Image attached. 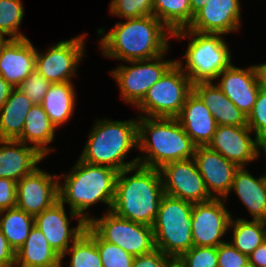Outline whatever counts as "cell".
Segmentation results:
<instances>
[{"label":"cell","mask_w":266,"mask_h":267,"mask_svg":"<svg viewBox=\"0 0 266 267\" xmlns=\"http://www.w3.org/2000/svg\"><path fill=\"white\" fill-rule=\"evenodd\" d=\"M106 30H96L100 53L122 62L158 57L169 51L173 39V33L154 15L125 19Z\"/></svg>","instance_id":"cell-1"},{"label":"cell","mask_w":266,"mask_h":267,"mask_svg":"<svg viewBox=\"0 0 266 267\" xmlns=\"http://www.w3.org/2000/svg\"><path fill=\"white\" fill-rule=\"evenodd\" d=\"M117 174L111 167L90 164L79 158L69 172L58 174L59 201L69 206V218L88 223L92 218L88 208L97 203L106 204L110 211Z\"/></svg>","instance_id":"cell-2"},{"label":"cell","mask_w":266,"mask_h":267,"mask_svg":"<svg viewBox=\"0 0 266 267\" xmlns=\"http://www.w3.org/2000/svg\"><path fill=\"white\" fill-rule=\"evenodd\" d=\"M163 195L160 170L138 164L118 172L111 211L135 223L152 226Z\"/></svg>","instance_id":"cell-3"},{"label":"cell","mask_w":266,"mask_h":267,"mask_svg":"<svg viewBox=\"0 0 266 267\" xmlns=\"http://www.w3.org/2000/svg\"><path fill=\"white\" fill-rule=\"evenodd\" d=\"M138 164L160 169L167 163L192 159L196 145L176 118L138 116Z\"/></svg>","instance_id":"cell-4"},{"label":"cell","mask_w":266,"mask_h":267,"mask_svg":"<svg viewBox=\"0 0 266 267\" xmlns=\"http://www.w3.org/2000/svg\"><path fill=\"white\" fill-rule=\"evenodd\" d=\"M137 119L138 116L122 121L106 117L94 120L79 159L118 172L138 165V157L126 161L129 152L138 149Z\"/></svg>","instance_id":"cell-5"},{"label":"cell","mask_w":266,"mask_h":267,"mask_svg":"<svg viewBox=\"0 0 266 267\" xmlns=\"http://www.w3.org/2000/svg\"><path fill=\"white\" fill-rule=\"evenodd\" d=\"M222 34H203L187 29L173 32V39L186 40L183 60H176L192 84L214 82L233 62L231 49Z\"/></svg>","instance_id":"cell-6"},{"label":"cell","mask_w":266,"mask_h":267,"mask_svg":"<svg viewBox=\"0 0 266 267\" xmlns=\"http://www.w3.org/2000/svg\"><path fill=\"white\" fill-rule=\"evenodd\" d=\"M193 203L164 194L152 225L155 248L169 257H180L192 248Z\"/></svg>","instance_id":"cell-7"},{"label":"cell","mask_w":266,"mask_h":267,"mask_svg":"<svg viewBox=\"0 0 266 267\" xmlns=\"http://www.w3.org/2000/svg\"><path fill=\"white\" fill-rule=\"evenodd\" d=\"M193 91V84L175 62L135 107L141 117L176 118Z\"/></svg>","instance_id":"cell-8"},{"label":"cell","mask_w":266,"mask_h":267,"mask_svg":"<svg viewBox=\"0 0 266 267\" xmlns=\"http://www.w3.org/2000/svg\"><path fill=\"white\" fill-rule=\"evenodd\" d=\"M87 225L104 241L118 245L129 254L145 255L155 248L152 226L135 223L105 210L101 217H94Z\"/></svg>","instance_id":"cell-9"},{"label":"cell","mask_w":266,"mask_h":267,"mask_svg":"<svg viewBox=\"0 0 266 267\" xmlns=\"http://www.w3.org/2000/svg\"><path fill=\"white\" fill-rule=\"evenodd\" d=\"M166 54L168 51L152 59L126 61V65L120 63L109 71L124 103L135 108L149 88L176 62V59L166 60Z\"/></svg>","instance_id":"cell-10"},{"label":"cell","mask_w":266,"mask_h":267,"mask_svg":"<svg viewBox=\"0 0 266 267\" xmlns=\"http://www.w3.org/2000/svg\"><path fill=\"white\" fill-rule=\"evenodd\" d=\"M87 36V33H82L69 40L58 41L44 52L36 48L35 69L51 83L72 81L86 56Z\"/></svg>","instance_id":"cell-11"},{"label":"cell","mask_w":266,"mask_h":267,"mask_svg":"<svg viewBox=\"0 0 266 267\" xmlns=\"http://www.w3.org/2000/svg\"><path fill=\"white\" fill-rule=\"evenodd\" d=\"M224 198L194 203L191 211V233L194 246L218 247L226 242L232 212ZM225 239V240H224Z\"/></svg>","instance_id":"cell-12"},{"label":"cell","mask_w":266,"mask_h":267,"mask_svg":"<svg viewBox=\"0 0 266 267\" xmlns=\"http://www.w3.org/2000/svg\"><path fill=\"white\" fill-rule=\"evenodd\" d=\"M159 170L164 194L193 204L213 199L193 158L167 163Z\"/></svg>","instance_id":"cell-13"},{"label":"cell","mask_w":266,"mask_h":267,"mask_svg":"<svg viewBox=\"0 0 266 267\" xmlns=\"http://www.w3.org/2000/svg\"><path fill=\"white\" fill-rule=\"evenodd\" d=\"M58 174H49L38 166L17 181L16 207L33 216L59 201Z\"/></svg>","instance_id":"cell-14"},{"label":"cell","mask_w":266,"mask_h":267,"mask_svg":"<svg viewBox=\"0 0 266 267\" xmlns=\"http://www.w3.org/2000/svg\"><path fill=\"white\" fill-rule=\"evenodd\" d=\"M249 127L217 125L208 146L238 167H247L260 159V140Z\"/></svg>","instance_id":"cell-15"},{"label":"cell","mask_w":266,"mask_h":267,"mask_svg":"<svg viewBox=\"0 0 266 267\" xmlns=\"http://www.w3.org/2000/svg\"><path fill=\"white\" fill-rule=\"evenodd\" d=\"M232 63L223 70L216 81L221 91L228 97L245 116H248L256 103V98L262 86L257 64L245 68Z\"/></svg>","instance_id":"cell-16"},{"label":"cell","mask_w":266,"mask_h":267,"mask_svg":"<svg viewBox=\"0 0 266 267\" xmlns=\"http://www.w3.org/2000/svg\"><path fill=\"white\" fill-rule=\"evenodd\" d=\"M240 0H208L197 11L186 28L203 34H222L239 32L241 29Z\"/></svg>","instance_id":"cell-17"},{"label":"cell","mask_w":266,"mask_h":267,"mask_svg":"<svg viewBox=\"0 0 266 267\" xmlns=\"http://www.w3.org/2000/svg\"><path fill=\"white\" fill-rule=\"evenodd\" d=\"M65 205L57 201L52 207L34 216V225L44 234L50 246L60 255L82 235L87 222L71 226Z\"/></svg>","instance_id":"cell-18"},{"label":"cell","mask_w":266,"mask_h":267,"mask_svg":"<svg viewBox=\"0 0 266 267\" xmlns=\"http://www.w3.org/2000/svg\"><path fill=\"white\" fill-rule=\"evenodd\" d=\"M193 159L209 194L213 198H225L239 167L209 146H197Z\"/></svg>","instance_id":"cell-19"},{"label":"cell","mask_w":266,"mask_h":267,"mask_svg":"<svg viewBox=\"0 0 266 267\" xmlns=\"http://www.w3.org/2000/svg\"><path fill=\"white\" fill-rule=\"evenodd\" d=\"M36 48L29 38L11 39L0 55V75L17 88L34 70Z\"/></svg>","instance_id":"cell-20"},{"label":"cell","mask_w":266,"mask_h":267,"mask_svg":"<svg viewBox=\"0 0 266 267\" xmlns=\"http://www.w3.org/2000/svg\"><path fill=\"white\" fill-rule=\"evenodd\" d=\"M176 119L196 146H208L212 141L217 124L207 106L194 91L188 95Z\"/></svg>","instance_id":"cell-21"},{"label":"cell","mask_w":266,"mask_h":267,"mask_svg":"<svg viewBox=\"0 0 266 267\" xmlns=\"http://www.w3.org/2000/svg\"><path fill=\"white\" fill-rule=\"evenodd\" d=\"M45 157L34 147L18 140H0V178L20 181L30 174Z\"/></svg>","instance_id":"cell-22"},{"label":"cell","mask_w":266,"mask_h":267,"mask_svg":"<svg viewBox=\"0 0 266 267\" xmlns=\"http://www.w3.org/2000/svg\"><path fill=\"white\" fill-rule=\"evenodd\" d=\"M247 167H239L232 182L230 193L224 198L227 202L228 197L233 191L241 200L243 206L252 217V220H260L266 222V184L264 174L259 177L246 169Z\"/></svg>","instance_id":"cell-23"},{"label":"cell","mask_w":266,"mask_h":267,"mask_svg":"<svg viewBox=\"0 0 266 267\" xmlns=\"http://www.w3.org/2000/svg\"><path fill=\"white\" fill-rule=\"evenodd\" d=\"M193 91L207 106L217 125L248 127L247 116L226 97L215 82L195 83Z\"/></svg>","instance_id":"cell-24"},{"label":"cell","mask_w":266,"mask_h":267,"mask_svg":"<svg viewBox=\"0 0 266 267\" xmlns=\"http://www.w3.org/2000/svg\"><path fill=\"white\" fill-rule=\"evenodd\" d=\"M56 130L41 104H34L26 116L22 135L17 140L34 147L46 158L54 151L50 145L55 141Z\"/></svg>","instance_id":"cell-25"},{"label":"cell","mask_w":266,"mask_h":267,"mask_svg":"<svg viewBox=\"0 0 266 267\" xmlns=\"http://www.w3.org/2000/svg\"><path fill=\"white\" fill-rule=\"evenodd\" d=\"M14 267H61V256L34 225L23 246L15 252Z\"/></svg>","instance_id":"cell-26"},{"label":"cell","mask_w":266,"mask_h":267,"mask_svg":"<svg viewBox=\"0 0 266 267\" xmlns=\"http://www.w3.org/2000/svg\"><path fill=\"white\" fill-rule=\"evenodd\" d=\"M75 87L73 81L52 83L41 102L42 108L57 130L69 123L74 114L77 105Z\"/></svg>","instance_id":"cell-27"},{"label":"cell","mask_w":266,"mask_h":267,"mask_svg":"<svg viewBox=\"0 0 266 267\" xmlns=\"http://www.w3.org/2000/svg\"><path fill=\"white\" fill-rule=\"evenodd\" d=\"M34 104L18 88H13L0 110V140H17L23 132L26 116Z\"/></svg>","instance_id":"cell-28"},{"label":"cell","mask_w":266,"mask_h":267,"mask_svg":"<svg viewBox=\"0 0 266 267\" xmlns=\"http://www.w3.org/2000/svg\"><path fill=\"white\" fill-rule=\"evenodd\" d=\"M231 217L229 242L240 252L249 256L259 245L266 240V222Z\"/></svg>","instance_id":"cell-29"},{"label":"cell","mask_w":266,"mask_h":267,"mask_svg":"<svg viewBox=\"0 0 266 267\" xmlns=\"http://www.w3.org/2000/svg\"><path fill=\"white\" fill-rule=\"evenodd\" d=\"M34 227V216L14 207L0 211V230L10 247L19 250Z\"/></svg>","instance_id":"cell-30"},{"label":"cell","mask_w":266,"mask_h":267,"mask_svg":"<svg viewBox=\"0 0 266 267\" xmlns=\"http://www.w3.org/2000/svg\"><path fill=\"white\" fill-rule=\"evenodd\" d=\"M70 255L68 267H103L97 249V234L87 225L82 235L62 254L63 260Z\"/></svg>","instance_id":"cell-31"},{"label":"cell","mask_w":266,"mask_h":267,"mask_svg":"<svg viewBox=\"0 0 266 267\" xmlns=\"http://www.w3.org/2000/svg\"><path fill=\"white\" fill-rule=\"evenodd\" d=\"M153 15L172 33L186 29L194 16L190 0H153Z\"/></svg>","instance_id":"cell-32"},{"label":"cell","mask_w":266,"mask_h":267,"mask_svg":"<svg viewBox=\"0 0 266 267\" xmlns=\"http://www.w3.org/2000/svg\"><path fill=\"white\" fill-rule=\"evenodd\" d=\"M24 15L22 0H0V33L11 39L26 38L20 31Z\"/></svg>","instance_id":"cell-33"},{"label":"cell","mask_w":266,"mask_h":267,"mask_svg":"<svg viewBox=\"0 0 266 267\" xmlns=\"http://www.w3.org/2000/svg\"><path fill=\"white\" fill-rule=\"evenodd\" d=\"M108 7L111 16L122 19L153 15V0H110Z\"/></svg>","instance_id":"cell-34"},{"label":"cell","mask_w":266,"mask_h":267,"mask_svg":"<svg viewBox=\"0 0 266 267\" xmlns=\"http://www.w3.org/2000/svg\"><path fill=\"white\" fill-rule=\"evenodd\" d=\"M97 249L103 267H132L134 256L114 245L102 240L97 235Z\"/></svg>","instance_id":"cell-35"},{"label":"cell","mask_w":266,"mask_h":267,"mask_svg":"<svg viewBox=\"0 0 266 267\" xmlns=\"http://www.w3.org/2000/svg\"><path fill=\"white\" fill-rule=\"evenodd\" d=\"M247 125L259 140L266 138V88L259 89L256 103L247 116Z\"/></svg>","instance_id":"cell-36"},{"label":"cell","mask_w":266,"mask_h":267,"mask_svg":"<svg viewBox=\"0 0 266 267\" xmlns=\"http://www.w3.org/2000/svg\"><path fill=\"white\" fill-rule=\"evenodd\" d=\"M179 258L186 267H218L217 247L193 246Z\"/></svg>","instance_id":"cell-37"},{"label":"cell","mask_w":266,"mask_h":267,"mask_svg":"<svg viewBox=\"0 0 266 267\" xmlns=\"http://www.w3.org/2000/svg\"><path fill=\"white\" fill-rule=\"evenodd\" d=\"M51 82L36 69L17 87L33 104H41Z\"/></svg>","instance_id":"cell-38"},{"label":"cell","mask_w":266,"mask_h":267,"mask_svg":"<svg viewBox=\"0 0 266 267\" xmlns=\"http://www.w3.org/2000/svg\"><path fill=\"white\" fill-rule=\"evenodd\" d=\"M218 267H247L249 256L237 250L230 242L220 244L217 247Z\"/></svg>","instance_id":"cell-39"},{"label":"cell","mask_w":266,"mask_h":267,"mask_svg":"<svg viewBox=\"0 0 266 267\" xmlns=\"http://www.w3.org/2000/svg\"><path fill=\"white\" fill-rule=\"evenodd\" d=\"M17 182L0 178V211L16 207Z\"/></svg>","instance_id":"cell-40"},{"label":"cell","mask_w":266,"mask_h":267,"mask_svg":"<svg viewBox=\"0 0 266 267\" xmlns=\"http://www.w3.org/2000/svg\"><path fill=\"white\" fill-rule=\"evenodd\" d=\"M169 258L162 251L154 249L148 254L135 256L132 267H165Z\"/></svg>","instance_id":"cell-41"},{"label":"cell","mask_w":266,"mask_h":267,"mask_svg":"<svg viewBox=\"0 0 266 267\" xmlns=\"http://www.w3.org/2000/svg\"><path fill=\"white\" fill-rule=\"evenodd\" d=\"M15 266V251L10 247L6 237L0 230V267Z\"/></svg>","instance_id":"cell-42"},{"label":"cell","mask_w":266,"mask_h":267,"mask_svg":"<svg viewBox=\"0 0 266 267\" xmlns=\"http://www.w3.org/2000/svg\"><path fill=\"white\" fill-rule=\"evenodd\" d=\"M249 265L266 267V240L249 255Z\"/></svg>","instance_id":"cell-43"},{"label":"cell","mask_w":266,"mask_h":267,"mask_svg":"<svg viewBox=\"0 0 266 267\" xmlns=\"http://www.w3.org/2000/svg\"><path fill=\"white\" fill-rule=\"evenodd\" d=\"M13 86L10 85L1 75H0V110L5 105L8 97L10 96Z\"/></svg>","instance_id":"cell-44"},{"label":"cell","mask_w":266,"mask_h":267,"mask_svg":"<svg viewBox=\"0 0 266 267\" xmlns=\"http://www.w3.org/2000/svg\"><path fill=\"white\" fill-rule=\"evenodd\" d=\"M207 2L208 0H190L192 14L194 15L197 11L204 7Z\"/></svg>","instance_id":"cell-45"},{"label":"cell","mask_w":266,"mask_h":267,"mask_svg":"<svg viewBox=\"0 0 266 267\" xmlns=\"http://www.w3.org/2000/svg\"><path fill=\"white\" fill-rule=\"evenodd\" d=\"M165 267H186L179 257H170Z\"/></svg>","instance_id":"cell-46"},{"label":"cell","mask_w":266,"mask_h":267,"mask_svg":"<svg viewBox=\"0 0 266 267\" xmlns=\"http://www.w3.org/2000/svg\"><path fill=\"white\" fill-rule=\"evenodd\" d=\"M262 85L266 88V62L258 64Z\"/></svg>","instance_id":"cell-47"},{"label":"cell","mask_w":266,"mask_h":267,"mask_svg":"<svg viewBox=\"0 0 266 267\" xmlns=\"http://www.w3.org/2000/svg\"><path fill=\"white\" fill-rule=\"evenodd\" d=\"M6 36V37H5ZM11 40L10 37L7 38V35L0 33V55L2 54V51L6 44Z\"/></svg>","instance_id":"cell-48"},{"label":"cell","mask_w":266,"mask_h":267,"mask_svg":"<svg viewBox=\"0 0 266 267\" xmlns=\"http://www.w3.org/2000/svg\"><path fill=\"white\" fill-rule=\"evenodd\" d=\"M262 151V152H261ZM263 153L264 155V160H265V166H264V169H265V172L266 173V138L260 140V154Z\"/></svg>","instance_id":"cell-49"}]
</instances>
